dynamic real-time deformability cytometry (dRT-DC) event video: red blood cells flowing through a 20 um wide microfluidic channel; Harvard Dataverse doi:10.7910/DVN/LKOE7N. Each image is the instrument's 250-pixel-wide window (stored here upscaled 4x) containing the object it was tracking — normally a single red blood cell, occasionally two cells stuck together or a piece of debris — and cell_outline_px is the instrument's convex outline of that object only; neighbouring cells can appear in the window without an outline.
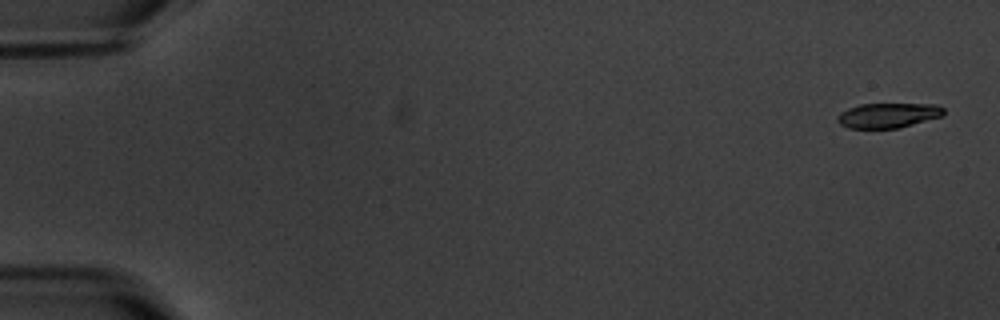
{"species": "common noctule bat (a hibernating species)", "species_latin": "Nyctalus noctula", "temperature_condition": "warm", "stored_images_in_passage": 7, "camera_frame_rate_fps": 3000, "um_per_image_px": 0.085, "animal": {"sex": "male", "body_mass_g": 20.1, "forearm_length_mm": 53.5}, "frame": {"image": 1, "passage_image": 1, "time_ms": 0.0, "image_size_px": [1000, 320], "cell_outline_px": [[944, 116], [896, 128], [848, 128], [840, 124], [836, 120], [836, 116], [840, 112], [848, 108], [860, 104], [936, 104], [944, 108]], "centroid_in_image_um": [75.47, 9.8], "position_along_channel_um": 9.5, "area_um2": 15.43}}
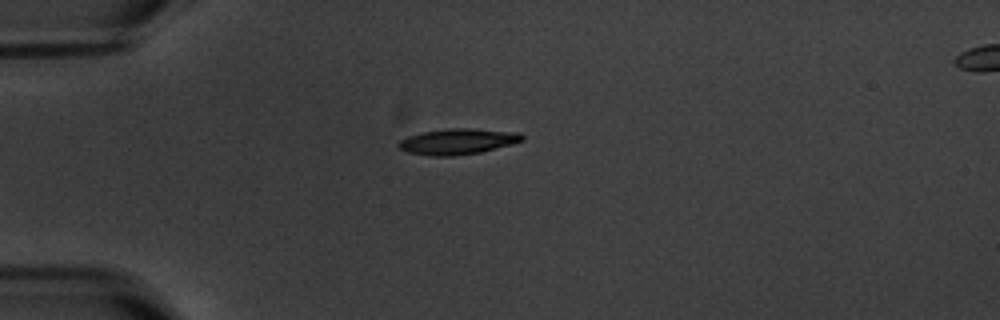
{"frame": {"image": 2, "passage_image": 5, "time_ms": 4.667, "image_size_px": [1000, 320], "cell_outline_px": [[524, 140], [480, 152], [452, 156], [432, 156], [408, 152], [400, 148], [396, 144], [400, 140], [408, 136], [420, 132], [448, 128], [472, 128], [520, 132], [524, 136]], "centroid_in_image_um": [38.89, 12.01], "position_along_channel_um": 46.1, "area_um2": 18.55}}